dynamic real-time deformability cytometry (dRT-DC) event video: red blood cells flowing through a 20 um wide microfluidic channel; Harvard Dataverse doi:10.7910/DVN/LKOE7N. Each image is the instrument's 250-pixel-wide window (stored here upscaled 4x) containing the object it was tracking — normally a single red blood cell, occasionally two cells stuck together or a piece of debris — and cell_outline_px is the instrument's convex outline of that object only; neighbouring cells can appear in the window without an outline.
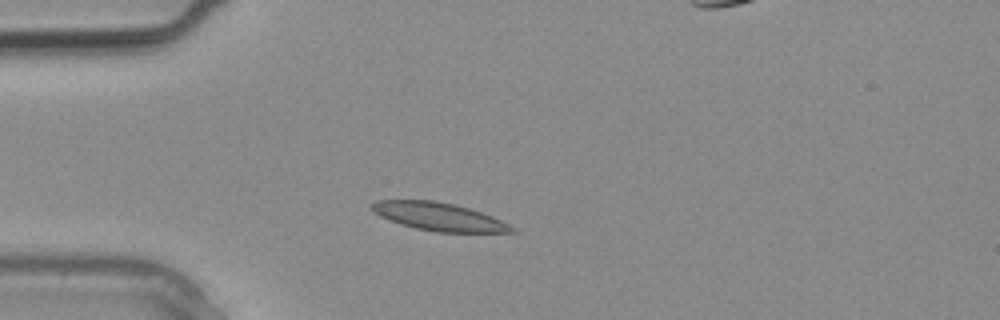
{"species": "common noctule bat (a hibernating species)", "species_latin": "Nyctalus noctula", "temperature_condition": "warm", "stored_images_in_passage": 3, "segment_of_instrument_passage": [1, 2], "camera_frame_rate_fps": 3000, "um_per_image_px": 0.085, "animal": {"sex": "male", "body_mass_g": 20.4}, "frame": {"image": 1, "passage_image": 2, "time_ms": 0.333, "image_size_px": [1000, 320], "cell_outline_px": [[516, 232], [436, 232], [416, 228], [400, 224], [380, 216], [372, 212], [368, 208], [368, 204], [376, 200], [432, 200], [452, 204], [468, 208], [492, 216], [516, 228]], "centroid_in_image_um": [37.23, 18.41], "position_along_channel_um": 47.8, "area_um2": 22.83}}